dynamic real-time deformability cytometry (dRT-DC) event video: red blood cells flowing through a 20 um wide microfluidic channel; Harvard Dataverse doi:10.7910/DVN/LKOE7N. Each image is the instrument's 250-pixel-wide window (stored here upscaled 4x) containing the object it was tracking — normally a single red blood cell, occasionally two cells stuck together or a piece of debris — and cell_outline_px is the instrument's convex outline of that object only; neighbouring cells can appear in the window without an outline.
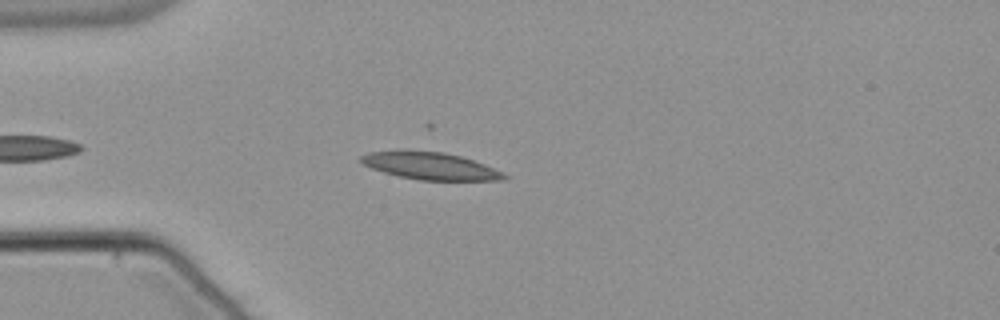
{"species": "common noctule bat (a hibernating species)", "species_latin": "Nyctalus noctula", "temperature_condition": "warm", "stored_images_in_passage": 34, "camera_frame_rate_fps": 3000, "um_per_image_px": 0.085, "animal": {"sex": "male", "body_mass_g": 21.5, "forearm_length_mm": 52.0}, "frame": {"image": 1, "passage_image": 4, "time_ms": 1.0, "image_size_px": [1000, 320], "cell_outline_px": [[508, 176], [504, 180], [420, 180], [400, 176], [384, 172], [372, 168], [356, 160], [360, 156], [368, 152], [396, 148], [404, 148], [444, 152], [460, 156], [484, 164]], "centroid_in_image_um": [36.44, 14.06], "position_along_channel_um": 48.6, "area_um2": 23.18}}
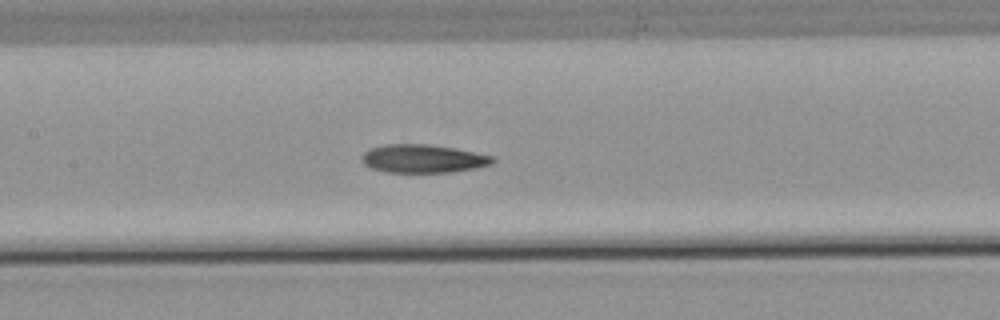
{"frame": {"image": 2, "passage_image": 15, "time_ms": 4.667, "image_size_px": [1000, 320], "cell_outline_px": [[496, 160], [492, 164], [476, 168], [452, 172], [388, 172], [372, 168], [364, 164], [360, 160], [360, 156], [368, 148], [384, 144], [428, 144], [456, 148], [496, 156]], "centroid_in_image_um": [35.98, 13.47], "position_along_channel_um": 171.4, "area_um2": 21.91}}
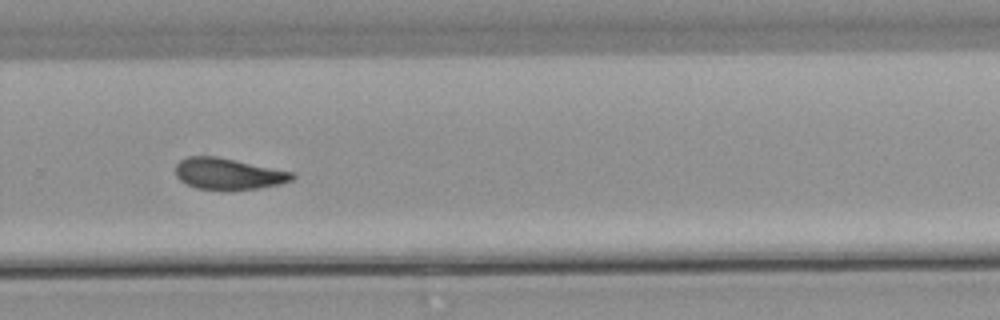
{"frame": {"image": 3, "passage_image": 26, "time_ms": 8.333, "image_size_px": [1000, 320], "cell_outline_px": [[296, 176], [292, 180], [280, 184], [260, 188], [196, 188], [180, 180], [176, 176], [176, 164], [180, 160], [188, 156], [216, 156], [292, 172]], "centroid_in_image_um": [19.39, 14.75], "position_along_channel_um": 310.4, "area_um2": 20.69}, "authors_computed_cell_mechanics": {"area_um2": 21.9062, "velocity_mm_per_s": 3.797, "shape_relaxation_time_tau1_ms": null, "shape_relaxation_time_tau2_ms": 10.6822, "deformation_change_tau1": null, "deformation_change_tau2": 0.1921}}